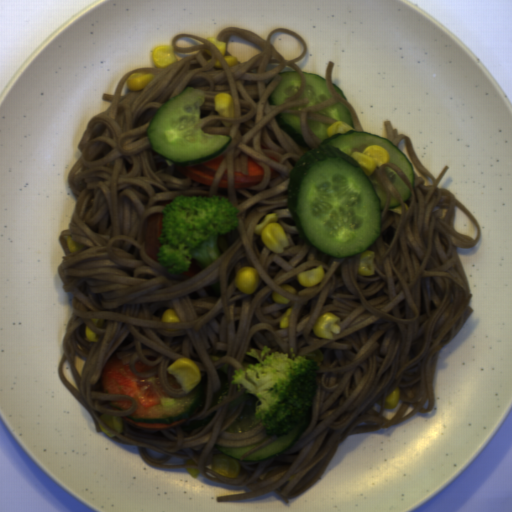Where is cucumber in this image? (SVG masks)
Instances as JSON below:
<instances>
[{
    "label": "cucumber",
    "mask_w": 512,
    "mask_h": 512,
    "mask_svg": "<svg viewBox=\"0 0 512 512\" xmlns=\"http://www.w3.org/2000/svg\"><path fill=\"white\" fill-rule=\"evenodd\" d=\"M307 123L321 143L299 157L287 182V208L299 237L336 258L364 254L380 234L386 194L376 175H367L352 153L381 146L387 163L399 166L415 188L413 167L392 142L376 134L349 130L329 136L331 125Z\"/></svg>",
    "instance_id": "8b760119"
},
{
    "label": "cucumber",
    "mask_w": 512,
    "mask_h": 512,
    "mask_svg": "<svg viewBox=\"0 0 512 512\" xmlns=\"http://www.w3.org/2000/svg\"><path fill=\"white\" fill-rule=\"evenodd\" d=\"M205 100V92L191 86L164 102L147 127L151 151L182 167L222 155L232 137L203 132L200 116Z\"/></svg>",
    "instance_id": "586b57bf"
},
{
    "label": "cucumber",
    "mask_w": 512,
    "mask_h": 512,
    "mask_svg": "<svg viewBox=\"0 0 512 512\" xmlns=\"http://www.w3.org/2000/svg\"><path fill=\"white\" fill-rule=\"evenodd\" d=\"M186 395L172 397L161 385L157 376H151L147 382L158 396L157 406L145 407L140 400H135L136 408L126 418L137 423H168L172 424L181 419L193 416L205 403L207 391V374Z\"/></svg>",
    "instance_id": "888e309b"
},
{
    "label": "cucumber",
    "mask_w": 512,
    "mask_h": 512,
    "mask_svg": "<svg viewBox=\"0 0 512 512\" xmlns=\"http://www.w3.org/2000/svg\"><path fill=\"white\" fill-rule=\"evenodd\" d=\"M303 73L305 80V87L302 94L298 97L297 100L302 98H307L308 102L301 106H291L288 110H302L311 105L324 102L330 98H332V94L328 88L327 82L325 78L313 74V73ZM296 100V101H297Z\"/></svg>",
    "instance_id": "2a18db57"
},
{
    "label": "cucumber",
    "mask_w": 512,
    "mask_h": 512,
    "mask_svg": "<svg viewBox=\"0 0 512 512\" xmlns=\"http://www.w3.org/2000/svg\"><path fill=\"white\" fill-rule=\"evenodd\" d=\"M307 426L308 425L304 426L303 428H297L293 429L292 431H287L285 435H279L269 445L245 457L243 462L245 463L268 459L274 455L283 452L284 450L290 448L296 443V441L305 432Z\"/></svg>",
    "instance_id": "734fbe4a"
},
{
    "label": "cucumber",
    "mask_w": 512,
    "mask_h": 512,
    "mask_svg": "<svg viewBox=\"0 0 512 512\" xmlns=\"http://www.w3.org/2000/svg\"><path fill=\"white\" fill-rule=\"evenodd\" d=\"M278 74L281 79L267 99L270 105H282L286 98L295 96L302 86V77L299 72L293 70Z\"/></svg>",
    "instance_id": "9523449b"
},
{
    "label": "cucumber",
    "mask_w": 512,
    "mask_h": 512,
    "mask_svg": "<svg viewBox=\"0 0 512 512\" xmlns=\"http://www.w3.org/2000/svg\"><path fill=\"white\" fill-rule=\"evenodd\" d=\"M260 403L259 399L250 398L234 422L225 430L228 432L241 433L248 432L258 426L261 419L257 418L255 411Z\"/></svg>",
    "instance_id": "570f5f39"
},
{
    "label": "cucumber",
    "mask_w": 512,
    "mask_h": 512,
    "mask_svg": "<svg viewBox=\"0 0 512 512\" xmlns=\"http://www.w3.org/2000/svg\"><path fill=\"white\" fill-rule=\"evenodd\" d=\"M280 129L300 146L308 148L303 137L299 115L291 113H279L275 117Z\"/></svg>",
    "instance_id": "eb4e599e"
},
{
    "label": "cucumber",
    "mask_w": 512,
    "mask_h": 512,
    "mask_svg": "<svg viewBox=\"0 0 512 512\" xmlns=\"http://www.w3.org/2000/svg\"><path fill=\"white\" fill-rule=\"evenodd\" d=\"M316 113H320L324 116L333 118L338 122H345L354 128L352 114L349 108L343 102L338 101L325 109L316 111Z\"/></svg>",
    "instance_id": "d16d356f"
},
{
    "label": "cucumber",
    "mask_w": 512,
    "mask_h": 512,
    "mask_svg": "<svg viewBox=\"0 0 512 512\" xmlns=\"http://www.w3.org/2000/svg\"><path fill=\"white\" fill-rule=\"evenodd\" d=\"M388 179L391 181L395 189L397 190L398 194L400 195L402 201H407L412 193L410 191L409 186L407 183L403 180V178L396 173L392 168L389 166H385L383 169Z\"/></svg>",
    "instance_id": "6e59e6d7"
},
{
    "label": "cucumber",
    "mask_w": 512,
    "mask_h": 512,
    "mask_svg": "<svg viewBox=\"0 0 512 512\" xmlns=\"http://www.w3.org/2000/svg\"><path fill=\"white\" fill-rule=\"evenodd\" d=\"M269 437H271V436L267 435L259 443H256V444H253V445H249V446H244V447H226V446H222V445L218 444V445H215V448H216V450L218 451L219 454H226V455L234 458L237 462H239V460H240V458H241V456L243 454H245L246 452L254 449L258 445L262 444Z\"/></svg>",
    "instance_id": "c44ba721"
},
{
    "label": "cucumber",
    "mask_w": 512,
    "mask_h": 512,
    "mask_svg": "<svg viewBox=\"0 0 512 512\" xmlns=\"http://www.w3.org/2000/svg\"><path fill=\"white\" fill-rule=\"evenodd\" d=\"M217 374L220 378V390L214 396V403L212 407L219 404L225 395H228L229 377H228V364L217 368ZM211 407V408H212Z\"/></svg>",
    "instance_id": "ad74445d"
},
{
    "label": "cucumber",
    "mask_w": 512,
    "mask_h": 512,
    "mask_svg": "<svg viewBox=\"0 0 512 512\" xmlns=\"http://www.w3.org/2000/svg\"><path fill=\"white\" fill-rule=\"evenodd\" d=\"M107 403L108 405L119 410H128L132 405V401H130L129 399H115Z\"/></svg>",
    "instance_id": "c028fc92"
},
{
    "label": "cucumber",
    "mask_w": 512,
    "mask_h": 512,
    "mask_svg": "<svg viewBox=\"0 0 512 512\" xmlns=\"http://www.w3.org/2000/svg\"><path fill=\"white\" fill-rule=\"evenodd\" d=\"M247 398H248V394L246 393V394H242L239 397L228 402V410L241 405L243 402H245L247 400Z\"/></svg>",
    "instance_id": "ba282ac3"
},
{
    "label": "cucumber",
    "mask_w": 512,
    "mask_h": 512,
    "mask_svg": "<svg viewBox=\"0 0 512 512\" xmlns=\"http://www.w3.org/2000/svg\"><path fill=\"white\" fill-rule=\"evenodd\" d=\"M400 207V203L395 196L390 193L388 209H394Z\"/></svg>",
    "instance_id": "979772bc"
},
{
    "label": "cucumber",
    "mask_w": 512,
    "mask_h": 512,
    "mask_svg": "<svg viewBox=\"0 0 512 512\" xmlns=\"http://www.w3.org/2000/svg\"><path fill=\"white\" fill-rule=\"evenodd\" d=\"M332 86H333L334 90L336 91V93H337L338 95H340L343 99H345V100L347 101V99H346V97H345V95H344L343 91L341 90V88H340L339 86H337V85L333 84V83H332Z\"/></svg>",
    "instance_id": "0e5fa8a7"
}]
</instances>
